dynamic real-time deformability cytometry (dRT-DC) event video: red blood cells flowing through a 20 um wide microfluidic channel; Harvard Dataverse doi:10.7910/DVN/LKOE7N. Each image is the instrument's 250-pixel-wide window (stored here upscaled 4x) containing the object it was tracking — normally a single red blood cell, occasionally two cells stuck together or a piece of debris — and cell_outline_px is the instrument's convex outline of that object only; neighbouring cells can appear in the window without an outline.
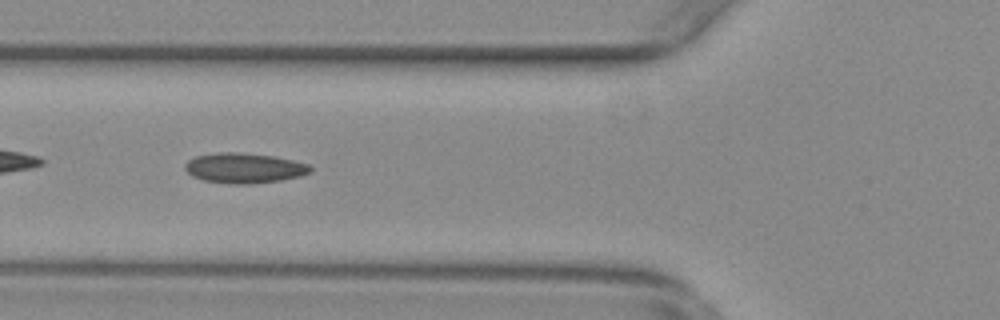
{"species": "common noctule bat (a hibernating species)", "species_latin": "Nyctalus noctula", "temperature_condition": "warm", "stored_images_in_passage": 24, "camera_frame_rate_fps": 3000, "um_per_image_px": 0.085, "animal": {"sex": "female", "body_mass_g": 29.2, "forearm_length_mm": 56.3}, "frame": {"image": 1, "passage_image": 4, "time_ms": 1.0, "image_size_px": [1000, 320], "cell_outline_px": [[312, 172], [300, 176], [280, 180], [248, 184], [236, 184], [204, 180], [192, 176], [184, 168], [184, 164], [188, 160], [196, 156], [220, 152], [236, 152], [272, 156], [292, 160], [308, 164], [312, 168]], "centroid_in_image_um": [20.75, 14.28], "position_along_channel_um": 105.0, "area_um2": 21.79}}
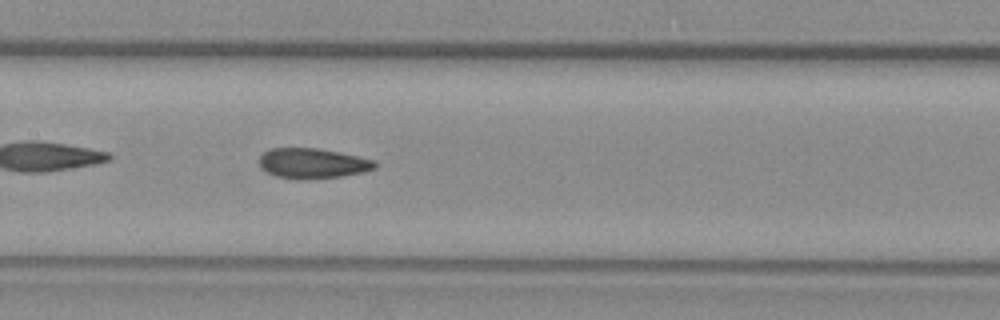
{"frame": {"image": 2, "passage_image": 10, "time_ms": 3.0, "image_size_px": [1000, 320], "cell_outline_px": [[376, 168], [364, 172], [340, 176], [276, 176], [264, 172], [260, 168], [260, 156], [268, 148], [316, 148], [340, 152], [376, 160]], "centroid_in_image_um": [26.58, 13.83], "position_along_channel_um": 180.8, "area_um2": 19.59}}
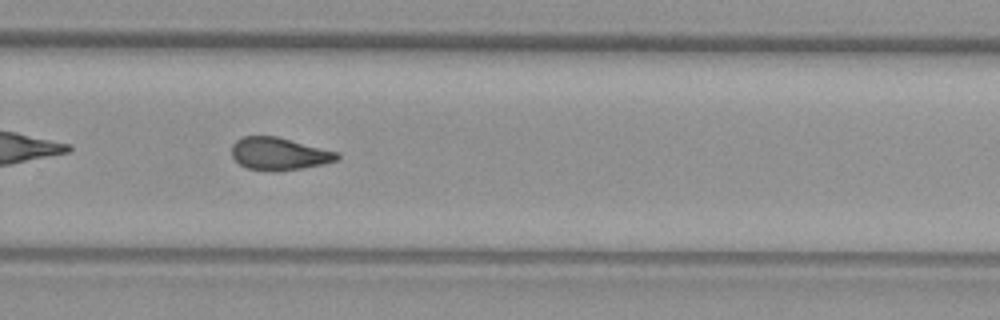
{"frame": {"image": 3, "passage_image": 20, "time_ms": 6.333, "image_size_px": [1000, 320], "cell_outline_px": [[340, 160], [324, 164], [304, 168], [280, 172], [272, 172], [244, 168], [232, 156], [232, 144], [236, 140], [244, 136], [276, 136], [340, 152]], "centroid_in_image_um": [23.76, 13.09], "position_along_channel_um": 306.0, "area_um2": 20.46}}